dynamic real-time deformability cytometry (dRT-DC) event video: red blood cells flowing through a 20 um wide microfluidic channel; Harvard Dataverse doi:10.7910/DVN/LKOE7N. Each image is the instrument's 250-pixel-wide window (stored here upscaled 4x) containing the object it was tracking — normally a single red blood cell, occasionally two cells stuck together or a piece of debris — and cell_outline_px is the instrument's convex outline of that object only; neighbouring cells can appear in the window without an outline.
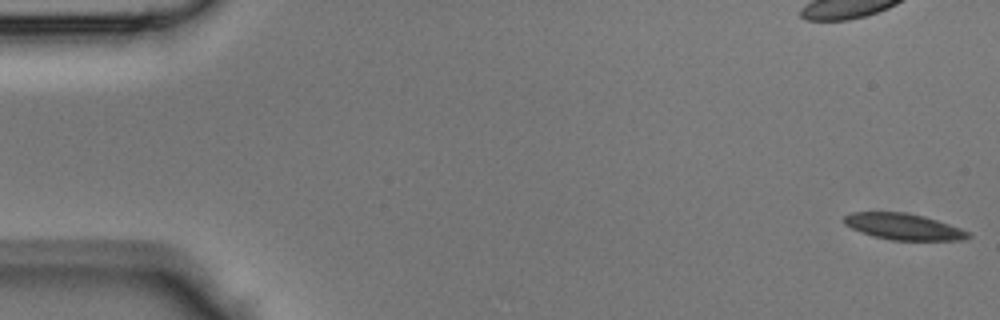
{"species": "Egyptian fruit bat (a non-hibernating species)", "species_latin": "Rousettus aegyptiacus", "temperature_condition": "room temperature", "stored_images_in_passage": 46, "camera_frame_rate_fps": 3000, "um_per_image_px": 0.085, "animal": {"sex": "male"}, "frame": {"image": 1, "passage_image": 1, "time_ms": 0.0, "image_size_px": [1000, 320], "cell_outline_px": [[972, 236], [964, 240], [892, 240], [872, 236], [860, 232], [844, 224], [844, 216], [852, 212], [904, 212], [924, 216], [960, 228], [968, 232]], "centroid_in_image_um": [76.78, 19.27], "position_along_channel_um": 8.2, "area_um2": 18.9}}